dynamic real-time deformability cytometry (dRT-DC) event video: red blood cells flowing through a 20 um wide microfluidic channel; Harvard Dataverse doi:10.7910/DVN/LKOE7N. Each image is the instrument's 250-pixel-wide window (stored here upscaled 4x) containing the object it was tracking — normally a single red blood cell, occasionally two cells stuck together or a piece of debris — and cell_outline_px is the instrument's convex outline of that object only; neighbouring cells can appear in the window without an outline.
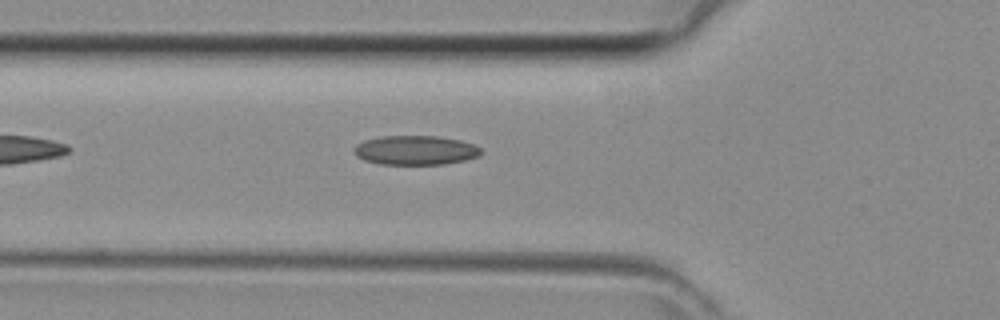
{"species": "common noctule bat (a hibernating species)", "species_latin": "Nyctalus noctula", "temperature_condition": "room temperature", "stored_images_in_passage": 31, "camera_frame_rate_fps": 3000, "um_per_image_px": 0.085, "animal": {"sex": "female", "body_mass_g": 29.2, "forearm_length_mm": 56.3}, "frame": {"image": 1, "passage_image": 4, "time_ms": 1.0, "image_size_px": [1000, 320], "cell_outline_px": [[484, 152], [480, 156], [464, 160], [444, 164], [380, 164], [364, 160], [356, 156], [352, 148], [356, 144], [364, 140], [380, 136], [436, 136], [460, 140], [472, 144], [480, 148]], "centroid_in_image_um": [35.29, 12.77], "position_along_channel_um": 90.5, "area_um2": 21.79}}
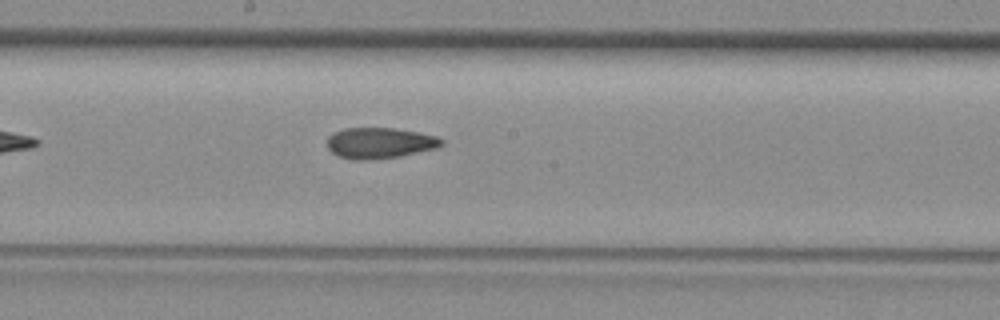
{"frame": {"image": 2, "passage_image": 12, "time_ms": 3.667, "image_size_px": [1000, 320], "cell_outline_px": [[444, 144], [436, 148], [400, 156], [368, 160], [356, 160], [340, 156], [332, 152], [328, 148], [328, 136], [344, 128], [392, 128], [416, 132], [436, 136], [444, 140]], "centroid_in_image_um": [32.29, 12.15], "position_along_channel_um": 215.9, "area_um2": 20.35}}
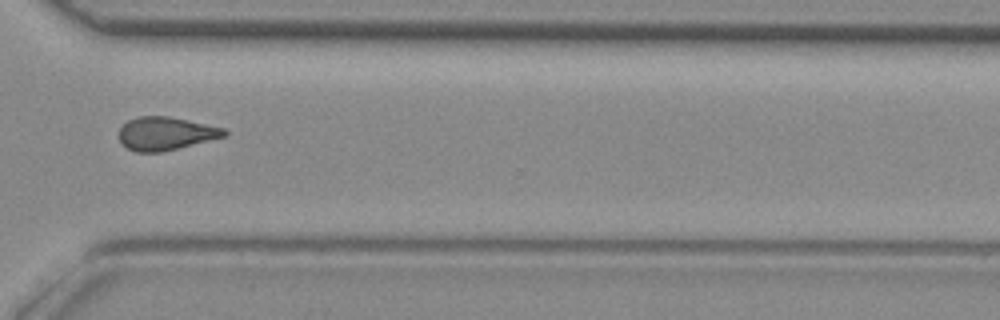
{"frame": {"image": 3, "passage_image": 21, "time_ms": 6.667, "image_size_px": [1000, 320], "cell_outline_px": [[228, 132], [224, 136], [160, 152], [136, 152], [120, 144], [120, 128], [128, 120], [140, 116], [168, 116], [224, 128]], "centroid_in_image_um": [14.04, 11.34], "position_along_channel_um": 356.6, "area_um2": 19.94}}